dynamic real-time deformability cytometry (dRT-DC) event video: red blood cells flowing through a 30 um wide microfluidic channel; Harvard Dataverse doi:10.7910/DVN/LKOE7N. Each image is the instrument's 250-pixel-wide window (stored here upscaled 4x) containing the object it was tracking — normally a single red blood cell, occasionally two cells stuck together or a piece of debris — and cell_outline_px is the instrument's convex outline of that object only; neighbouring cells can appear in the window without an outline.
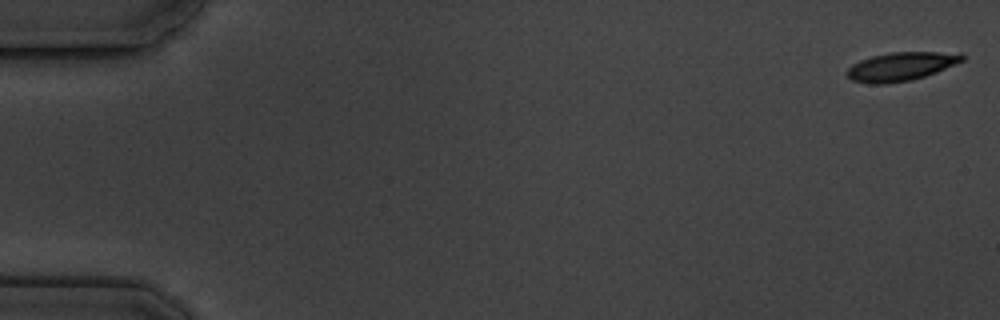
{"species": "common noctule bat (a hibernating species)", "species_latin": "Nyctalus noctula", "temperature_condition": "cold", "stored_images_in_passage": 6, "camera_frame_rate_fps": 3000, "um_per_image_px": 0.085, "animal": {"sex": "male", "body_mass_g": 19.5, "forearm_length_mm": 54.6}, "frame": {"image": 1, "passage_image": 1, "time_ms": 0.0, "image_size_px": [1000, 320], "cell_outline_px": [[964, 60], [936, 72], [912, 80], [884, 84], [868, 84], [852, 80], [844, 72], [852, 64], [860, 60], [872, 56], [892, 52], [960, 52], [964, 56]], "centroid_in_image_um": [76.57, 5.65], "position_along_channel_um": 8.4, "area_um2": 19.25}}